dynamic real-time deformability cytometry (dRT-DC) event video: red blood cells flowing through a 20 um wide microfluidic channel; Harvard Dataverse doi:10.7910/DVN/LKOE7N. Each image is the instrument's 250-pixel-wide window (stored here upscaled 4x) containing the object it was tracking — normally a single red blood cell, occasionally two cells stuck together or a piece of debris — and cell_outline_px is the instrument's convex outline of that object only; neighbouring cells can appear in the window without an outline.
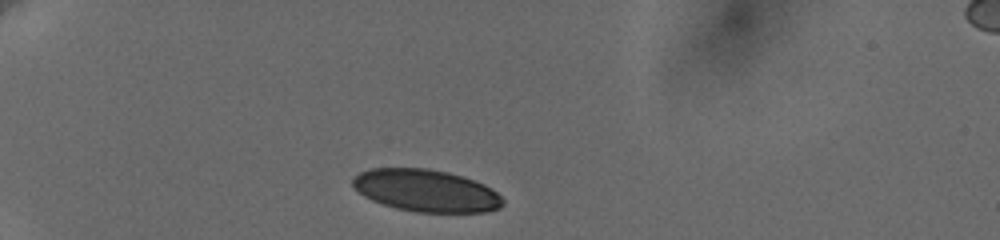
{"species": "human", "species_latin": "Homo sapiens", "temperature_condition": "cold", "stored_images_in_passage": 18, "camera_frame_rate_fps": 3000, "um_per_image_px": 0.085, "donor": {"sex": "female"}, "frame": {"image": 1, "passage_image": 1, "time_ms": 0.0, "image_size_px": [1000, 240], "cell_outline_px": [[504, 204], [500, 208], [488, 212], [416, 212], [396, 208], [372, 200], [364, 196], [352, 184], [352, 180], [360, 172], [372, 168], [428, 168], [448, 172], [484, 184], [496, 192], [504, 200]], "centroid_in_image_um": [36.23, 16.21], "position_along_channel_um": 48.8, "area_um2": 36.7}}
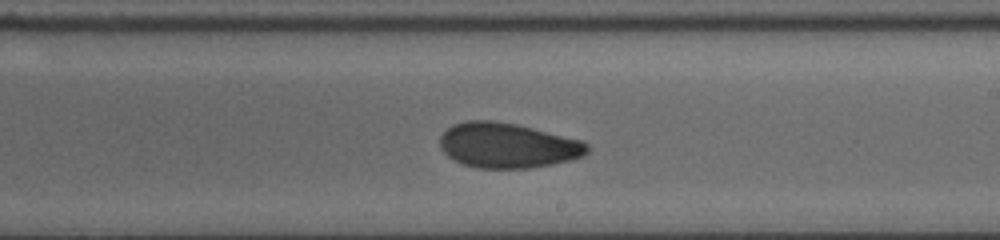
{"frame": {"image": 2, "passage_image": 11, "time_ms": 6.667, "image_size_px": [1000, 240], "cell_outline_px": [[588, 152], [584, 156], [552, 164], [532, 168], [476, 168], [464, 164], [448, 156], [440, 148], [440, 136], [452, 124], [468, 120], [492, 120], [516, 124], [580, 140], [588, 144]], "centroid_in_image_um": [43.12, 12.36], "position_along_channel_um": 245.9, "area_um2": 38.49}}
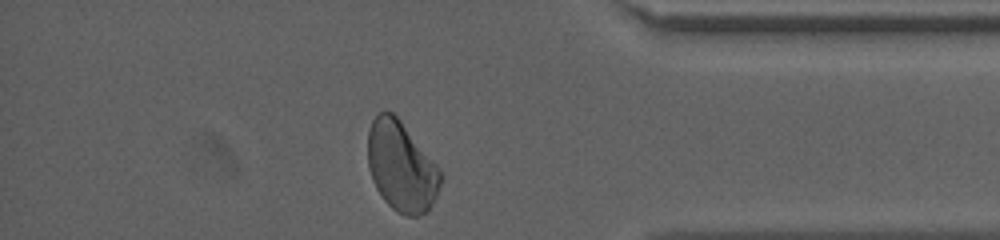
{"frame": {"image": 3, "passage_image": 18, "time_ms": 11.333, "image_size_px": [1000, 240], "cell_outline_px": [[444, 176], [436, 196], [428, 212], [416, 216], [404, 216], [396, 212], [384, 200], [376, 188], [372, 180], [368, 168], [368, 132], [372, 120], [376, 112], [392, 112], [400, 120], [440, 168]], "centroid_in_image_um": [34.12, 14.18], "position_along_channel_um": 401.1, "area_um2": 38.38}, "authors_computed_cell_mechanics": {"area_um2": 38.8994, "velocity_mm_per_s": 3.6398, "shape_relaxation_time_tau1_ms": 5.8591, "shape_relaxation_time_tau2_ms": 2.4024, "deformation_change_tau1": 0.1373, "deformation_change_tau2": 0.0612}}